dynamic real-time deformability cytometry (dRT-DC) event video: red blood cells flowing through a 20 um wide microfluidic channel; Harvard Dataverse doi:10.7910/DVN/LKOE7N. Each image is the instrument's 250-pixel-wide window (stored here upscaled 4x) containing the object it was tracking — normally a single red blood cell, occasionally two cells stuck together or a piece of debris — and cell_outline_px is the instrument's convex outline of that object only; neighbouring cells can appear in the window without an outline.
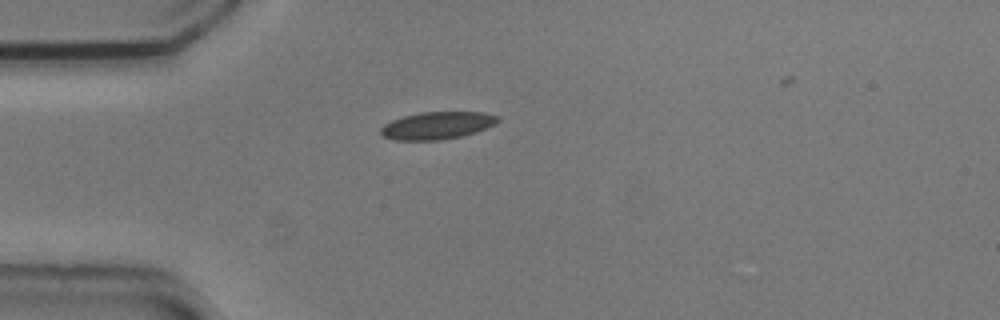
{"species": "common noctule bat (a hibernating species)", "species_latin": "Nyctalus noctula", "temperature_condition": "cold", "stored_images_in_passage": 37, "camera_frame_rate_fps": 3000, "um_per_image_px": 0.085, "animal": {"sex": "male", "body_mass_g": 20.5, "forearm_length_mm": 52.5}, "frame": {"image": 1, "passage_image": 1, "time_ms": 0.0, "image_size_px": [1000, 320], "cell_outline_px": [[500, 120], [496, 124], [476, 132], [464, 136], [440, 140], [396, 140], [384, 136], [380, 132], [380, 128], [384, 124], [392, 120], [404, 116], [420, 112], [484, 112], [500, 116]], "centroid_in_image_um": [37.2, 10.66], "position_along_channel_um": 47.8, "area_um2": 18.84}}
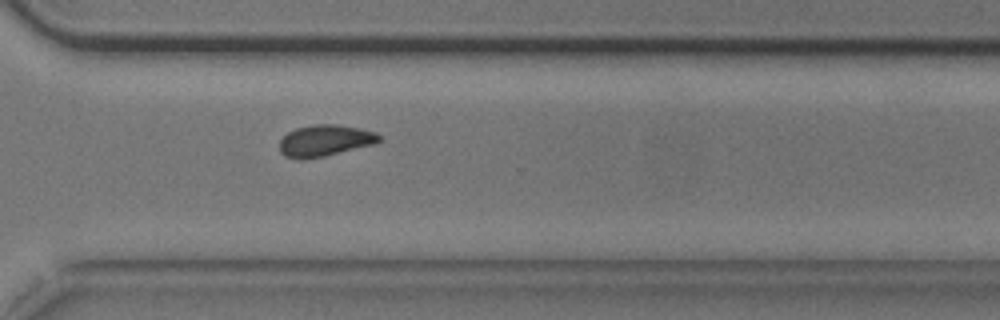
{"frame": {"image": 2, "passage_image": 26, "time_ms": 8.333, "image_size_px": [1000, 320], "cell_outline_px": [[380, 140], [376, 144], [324, 156], [304, 160], [300, 160], [284, 156], [280, 152], [280, 140], [288, 132], [296, 128], [312, 124], [336, 124], [360, 128], [376, 132], [380, 136]], "centroid_in_image_um": [27.61, 11.95], "position_along_channel_um": 343.0, "area_um2": 18.44}}
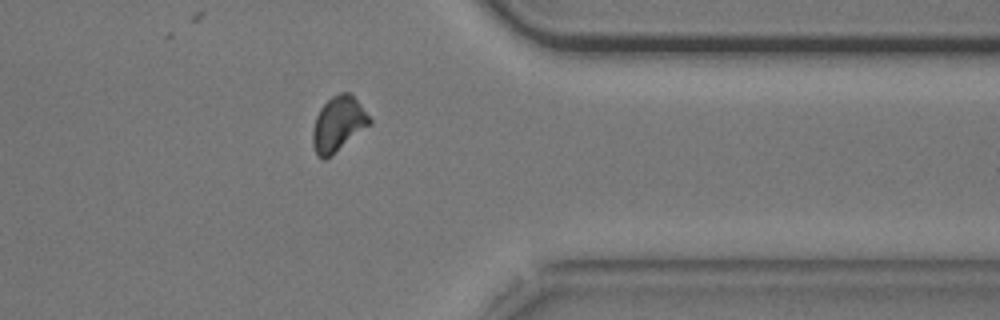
{"frame": {"image": 3, "passage_image": 30, "time_ms": 9.667, "image_size_px": [1000, 320], "cell_outline_px": [[372, 124], [332, 156], [324, 160], [316, 156], [312, 144], [312, 132], [316, 116], [320, 108], [332, 96], [340, 92], [352, 92], [372, 120]], "centroid_in_image_um": [28.76, 10.56], "position_along_channel_um": 382.6, "area_um2": 18.67}}